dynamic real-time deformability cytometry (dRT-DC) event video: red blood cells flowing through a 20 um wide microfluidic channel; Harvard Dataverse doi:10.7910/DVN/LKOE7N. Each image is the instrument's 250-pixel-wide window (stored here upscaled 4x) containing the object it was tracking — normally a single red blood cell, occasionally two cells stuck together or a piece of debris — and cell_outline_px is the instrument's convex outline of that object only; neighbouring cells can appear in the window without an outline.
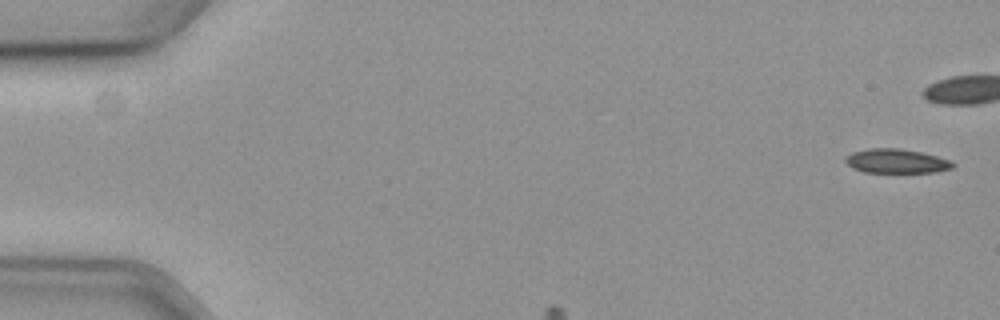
{"species": "common noctule bat (a hibernating species)", "species_latin": "Nyctalus noctula", "temperature_condition": "cold", "stored_images_in_passage": 7, "camera_frame_rate_fps": 3000, "um_per_image_px": 0.085, "animal": {"sex": "female", "body_mass_g": 19.3, "forearm_length_mm": 54.1}, "frame": {"image": 1, "passage_image": 1, "time_ms": 0.0, "image_size_px": [1000, 320], "cell_outline_px": [[956, 164], [952, 168], [936, 172], [864, 172], [852, 168], [844, 160], [852, 152], [872, 148], [900, 148], [920, 152], [936, 156], [948, 160]], "centroid_in_image_um": [76.19, 13.69], "position_along_channel_um": 8.8, "area_um2": 14.97}}